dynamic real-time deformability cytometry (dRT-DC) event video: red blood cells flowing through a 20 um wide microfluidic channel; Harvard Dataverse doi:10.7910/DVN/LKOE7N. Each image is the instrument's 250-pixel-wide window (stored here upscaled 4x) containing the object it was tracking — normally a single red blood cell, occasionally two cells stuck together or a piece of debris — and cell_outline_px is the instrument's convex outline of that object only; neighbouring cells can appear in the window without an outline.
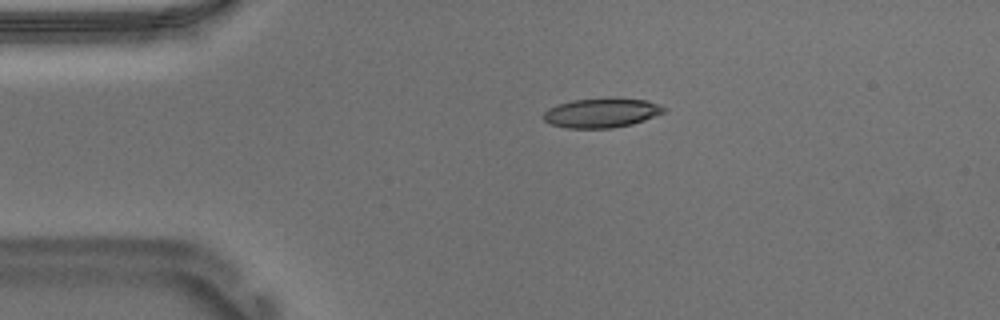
{"species": "Egyptian fruit bat (a non-hibernating species)", "species_latin": "Rousettus aegyptiacus", "temperature_condition": "warm", "stored_images_in_passage": 44, "camera_frame_rate_fps": 3000, "um_per_image_px": 0.085, "animal": {"sex": "male"}, "frame": {"image": 1, "passage_image": 1, "time_ms": 0.0, "image_size_px": [1000, 320], "cell_outline_px": [[668, 108], [664, 112], [644, 120], [632, 124], [612, 128], [564, 128], [552, 124], [544, 120], [544, 112], [548, 108], [556, 104], [572, 100], [648, 100]], "centroid_in_image_um": [51.11, 9.62], "position_along_channel_um": 33.9, "area_um2": 20.06}}
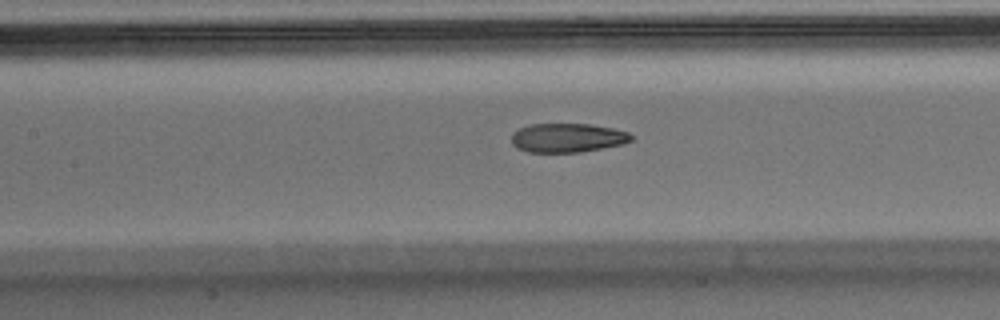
{"frame": {"image": 2, "passage_image": 14, "time_ms": 4.333, "image_size_px": [1000, 320], "cell_outline_px": [[632, 140], [624, 144], [580, 152], [528, 152], [516, 148], [512, 144], [512, 136], [520, 128], [528, 124], [588, 124], [612, 128], [628, 132], [632, 136]], "centroid_in_image_um": [48.24, 11.72], "position_along_channel_um": 159.2, "area_um2": 20.17}}
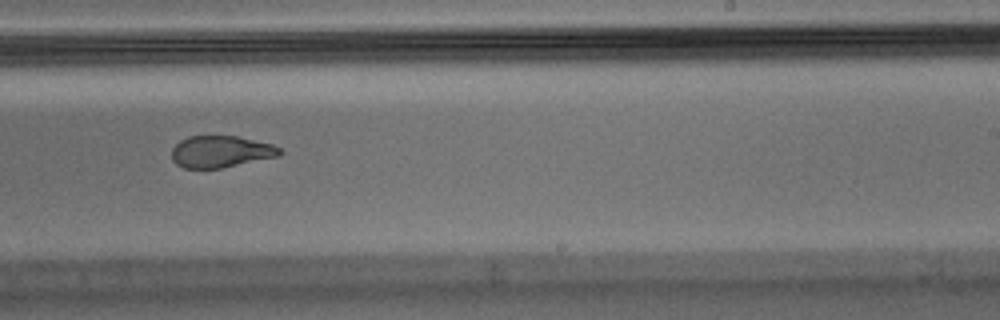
{"frame": {"image": 3, "passage_image": 23, "time_ms": 7.333, "image_size_px": [1000, 320], "cell_outline_px": [[284, 152], [280, 156], [220, 168], [184, 168], [176, 164], [172, 160], [172, 148], [180, 140], [188, 136], [236, 136], [272, 144], [280, 148]], "centroid_in_image_um": [18.77, 12.89], "position_along_channel_um": 270.2, "area_um2": 20.0}, "authors_computed_cell_mechanics": {"area_um2": 21.8484, "velocity_mm_per_s": 3.715, "shape_relaxation_time_tau1_ms": 9.6382, "shape_relaxation_time_tau2_ms": 1.8543, "deformation_change_tau1": 0.2702, "deformation_change_tau2": 0.0925}}